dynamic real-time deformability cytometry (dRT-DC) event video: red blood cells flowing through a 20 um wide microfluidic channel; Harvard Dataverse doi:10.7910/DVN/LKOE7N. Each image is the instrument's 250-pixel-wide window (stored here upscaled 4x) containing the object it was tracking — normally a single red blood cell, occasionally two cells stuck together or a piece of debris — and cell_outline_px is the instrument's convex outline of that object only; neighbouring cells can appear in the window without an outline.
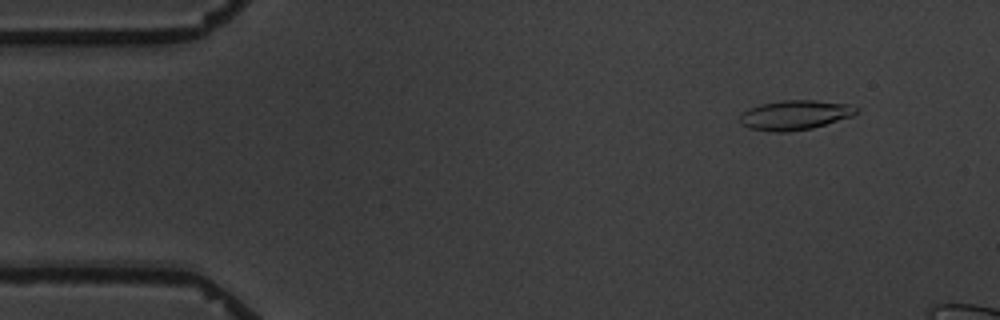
{"species": "common noctule bat (a hibernating species)", "species_latin": "Nyctalus noctula", "temperature_condition": "warm", "stored_images_in_passage": 5, "camera_frame_rate_fps": 3000, "um_per_image_px": 0.085, "animal": {"sex": "male", "body_mass_g": 19.5, "forearm_length_mm": 54.6}, "frame": {"image": 1, "passage_image": 2, "time_ms": 1.0, "image_size_px": [1000, 320], "cell_outline_px": [[860, 112], [852, 116], [812, 128], [788, 132], [776, 132], [752, 128], [744, 124], [740, 120], [740, 116], [748, 108], [760, 104], [784, 100], [816, 100], [852, 104], [860, 108]], "centroid_in_image_um": [67.66, 9.76], "position_along_channel_um": 17.3, "area_um2": 20.06}}